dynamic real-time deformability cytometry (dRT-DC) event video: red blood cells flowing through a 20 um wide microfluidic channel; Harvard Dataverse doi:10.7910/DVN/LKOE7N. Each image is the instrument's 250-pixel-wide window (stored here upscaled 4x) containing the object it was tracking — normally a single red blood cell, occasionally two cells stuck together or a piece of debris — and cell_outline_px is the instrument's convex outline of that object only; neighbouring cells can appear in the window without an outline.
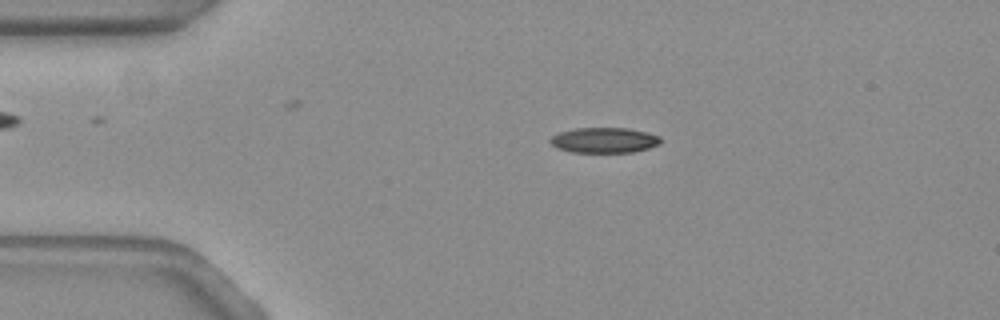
{"species": "common noctule bat (a hibernating species)", "species_latin": "Nyctalus noctula", "temperature_condition": "warm", "stored_images_in_passage": 48, "camera_frame_rate_fps": 3000, "um_per_image_px": 0.085, "animal": {"sex": "female", "body_mass_g": 19.3, "forearm_length_mm": 54.1}, "frame": {"image": 1, "passage_image": 4, "time_ms": 1.0, "image_size_px": [1000, 320], "cell_outline_px": [[660, 144], [648, 148], [632, 152], [572, 152], [560, 148], [552, 144], [548, 140], [552, 136], [560, 132], [576, 128], [628, 128], [648, 132], [660, 136]], "centroid_in_image_um": [51.38, 11.91], "position_along_channel_um": 33.6, "area_um2": 16.18}}
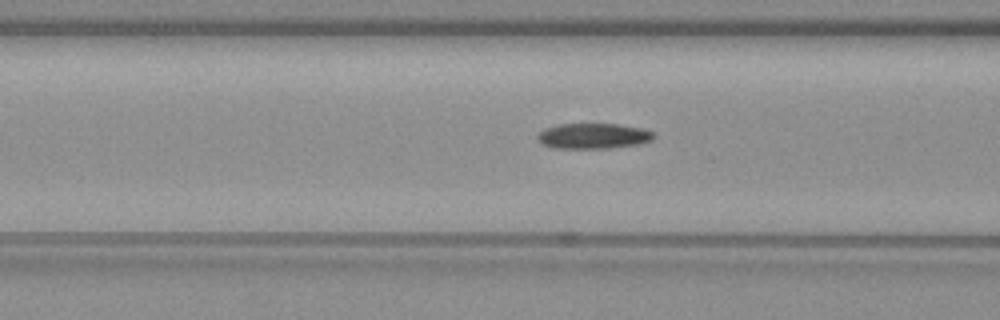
{"frame": {"image": 2, "passage_image": 14, "time_ms": 4.333, "image_size_px": [1000, 320], "cell_outline_px": [[652, 140], [640, 144], [608, 148], [552, 148], [544, 144], [536, 136], [544, 128], [560, 124], [616, 124], [644, 128], [652, 132]], "centroid_in_image_um": [50.43, 11.56], "position_along_channel_um": 116.2, "area_um2": 17.11}}
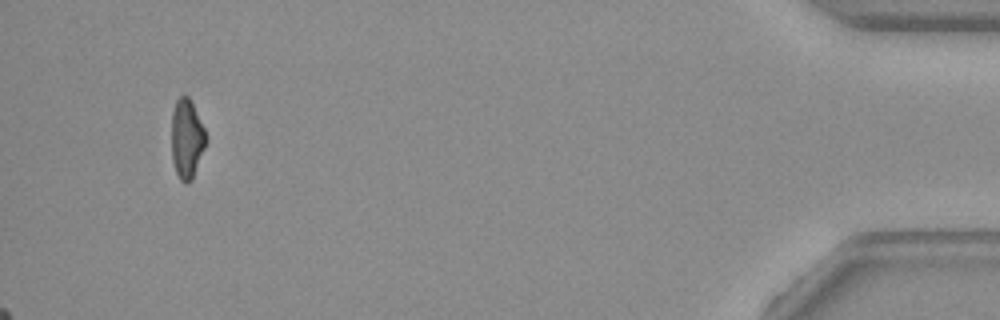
{"frame": {"image": 3, "passage_image": 45, "time_ms": 14.667, "image_size_px": [1000, 320], "cell_outline_px": [[208, 140], [192, 180], [188, 184], [184, 184], [180, 180], [176, 172], [172, 160], [172, 112], [176, 100], [180, 96], [188, 96], [208, 136]], "centroid_in_image_um": [15.89, 11.84], "position_along_channel_um": 419.3, "area_um2": 16.01}, "authors_computed_cell_mechanics": {"area_um2": 16.8487, "velocity_mm_per_s": 3.7155, "shape_relaxation_time_tau1_ms": null, "shape_relaxation_time_tau2_ms": 8.853, "deformation_change_tau1": null, "deformation_change_tau2": 0.1744}}